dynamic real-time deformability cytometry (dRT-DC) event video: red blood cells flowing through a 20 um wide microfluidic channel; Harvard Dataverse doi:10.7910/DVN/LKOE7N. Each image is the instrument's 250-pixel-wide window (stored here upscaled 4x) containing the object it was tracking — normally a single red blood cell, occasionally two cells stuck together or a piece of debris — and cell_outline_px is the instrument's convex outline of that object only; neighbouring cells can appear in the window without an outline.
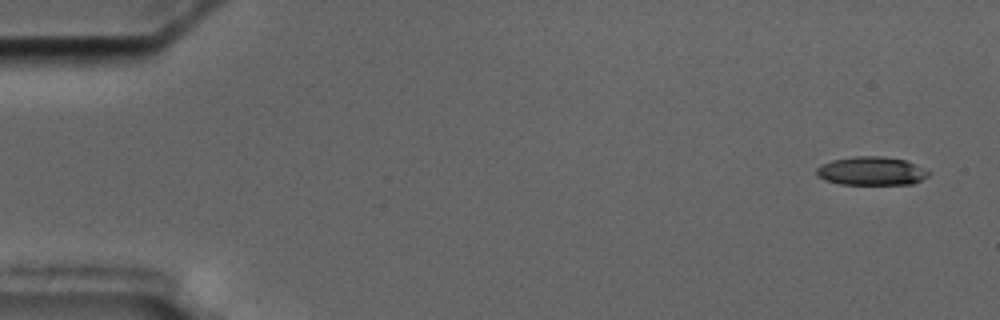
{"species": "common noctule bat (a hibernating species)", "species_latin": "Nyctalus noctula", "temperature_condition": "cold", "stored_images_in_passage": 6, "segment_of_instrument_passage": [1, 2], "camera_frame_rate_fps": 3000, "um_per_image_px": 0.085, "animal": {"sex": "male", "body_mass_g": 17.5, "forearm_length_mm": 52.3}, "frame": {"image": 1, "passage_image": 1, "time_ms": 0.0, "image_size_px": [1000, 320], "cell_outline_px": [[932, 172], [928, 176], [912, 184], [840, 184], [824, 180], [816, 176], [816, 168], [820, 164], [832, 160], [856, 156], [880, 156], [904, 160]], "centroid_in_image_um": [74.02, 14.54], "position_along_channel_um": 11.0, "area_um2": 18.61}}
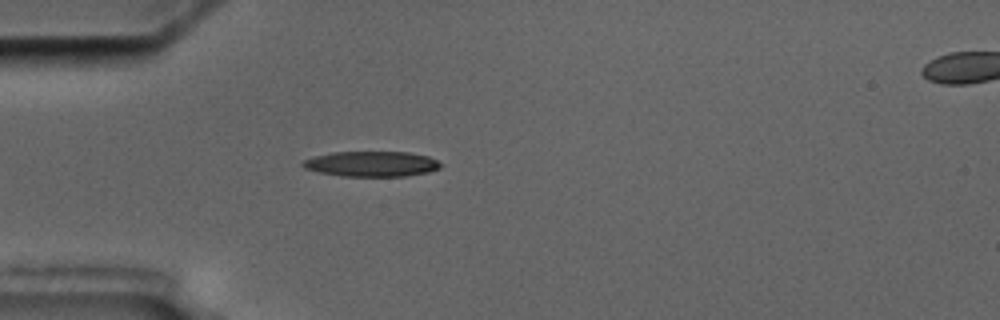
{"frame": {"image": 2, "passage_image": 5, "time_ms": 4.667, "image_size_px": [1000, 320], "cell_outline_px": [[444, 164], [440, 168], [428, 172], [404, 176], [344, 176], [320, 172], [304, 168], [300, 164], [304, 160], [312, 156], [332, 152], [408, 152], [428, 156]], "centroid_in_image_um": [31.58, 13.92], "position_along_channel_um": 53.4, "area_um2": 20.35}}